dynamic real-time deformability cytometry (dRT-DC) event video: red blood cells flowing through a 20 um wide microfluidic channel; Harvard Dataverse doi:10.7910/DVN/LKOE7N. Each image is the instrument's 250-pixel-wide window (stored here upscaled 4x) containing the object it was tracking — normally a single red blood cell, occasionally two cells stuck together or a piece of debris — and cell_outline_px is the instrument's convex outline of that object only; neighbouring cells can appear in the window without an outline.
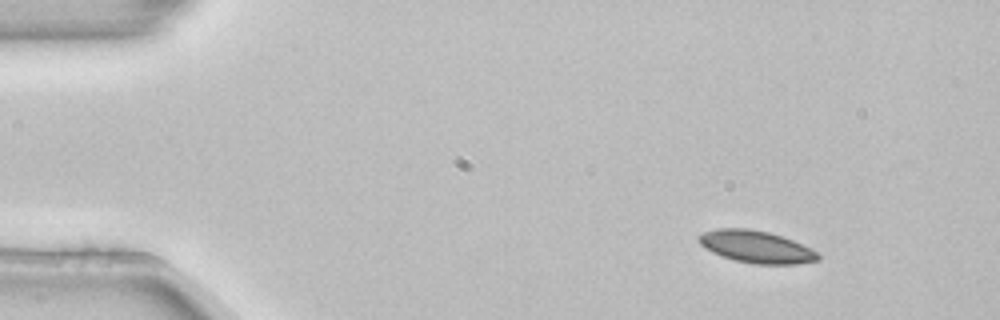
{"species": "common noctule bat (a hibernating species)", "species_latin": "Nyctalus noctula", "temperature_condition": "room temperature", "stored_images_in_passage": 4, "segment_of_instrument_passage": [2, 2], "camera_frame_rate_fps": 3000, "um_per_image_px": 0.085, "animal": {"sex": "female", "body_mass_g": 22.7, "forearm_length_mm": 54.2}, "frame": {"image": 1, "passage_image": 4, "time_ms": 1.0, "image_size_px": [1000, 320], "cell_outline_px": [[820, 260], [796, 264], [752, 264], [736, 260], [712, 252], [704, 248], [700, 244], [696, 236], [704, 232], [716, 228], [748, 228], [768, 232], [792, 240], [820, 252]], "centroid_in_image_um": [64.28, 20.98], "position_along_channel_um": 20.7, "area_um2": 22.43}}